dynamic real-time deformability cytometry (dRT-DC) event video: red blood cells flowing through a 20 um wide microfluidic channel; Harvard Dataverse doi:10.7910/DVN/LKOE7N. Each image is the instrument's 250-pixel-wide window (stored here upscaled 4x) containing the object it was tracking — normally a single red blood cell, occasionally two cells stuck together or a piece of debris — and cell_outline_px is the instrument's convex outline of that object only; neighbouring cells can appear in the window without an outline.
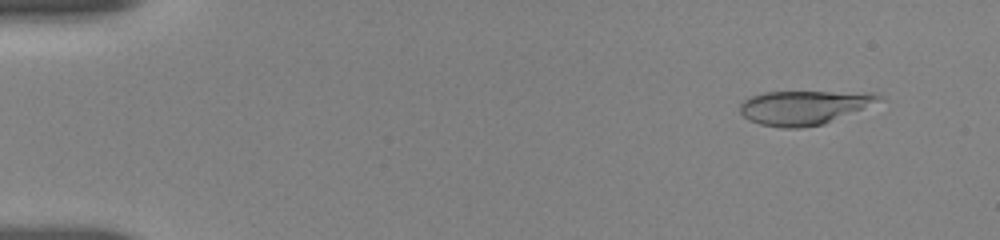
{"species": "human", "species_latin": "Homo sapiens", "temperature_condition": "room temperature", "stored_images_in_passage": 55, "camera_frame_rate_fps": 3000, "um_per_image_px": 0.085, "donor": {"sex": "female"}, "frame": {"image": 1, "passage_image": 5, "time_ms": 1.333, "image_size_px": [1000, 240], "cell_outline_px": [[884, 96], [880, 100], [824, 124], [800, 128], [780, 128], [760, 124], [748, 120], [740, 112], [740, 104], [744, 100], [752, 96], [764, 92], [872, 92]], "centroid_in_image_um": [68.29, 9.13], "position_along_channel_um": 16.7, "area_um2": 27.28}}
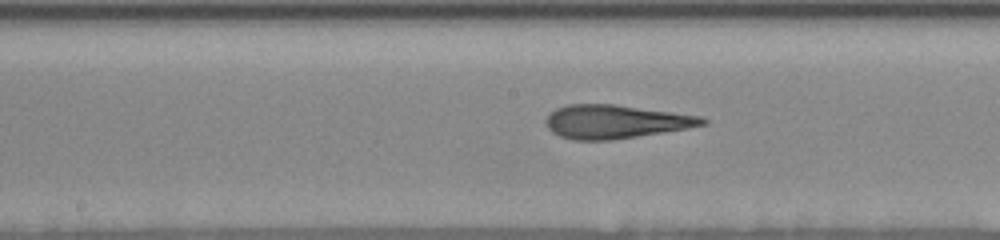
{"frame": {"image": 2, "passage_image": 29, "time_ms": 9.333, "image_size_px": [1000, 240], "cell_outline_px": [[708, 124], [688, 128], [664, 132], [612, 140], [572, 140], [560, 136], [552, 132], [548, 128], [544, 120], [556, 108], [568, 104], [616, 104], [700, 116], [708, 120]], "centroid_in_image_um": [52.31, 10.34], "position_along_channel_um": 195.9, "area_um2": 30.63}}
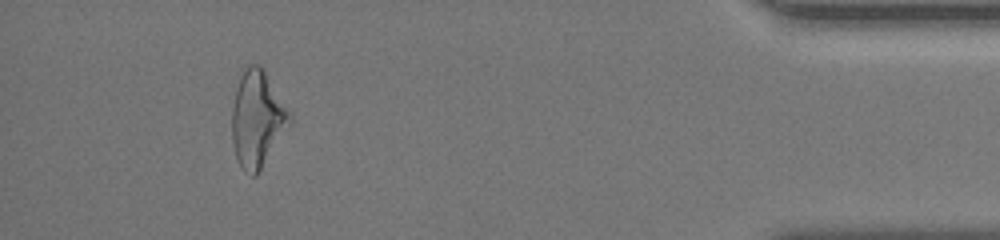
{"frame": {"image": 3, "passage_image": 51, "time_ms": 16.667, "image_size_px": [1000, 240], "cell_outline_px": [[292, 124], [256, 176], [252, 176], [244, 172], [236, 156], [232, 144], [232, 108], [236, 88], [244, 64], [260, 64], [264, 68], [292, 112]], "centroid_in_image_um": [21.9, 10.07], "position_along_channel_um": 413.3, "area_um2": 33.23}, "authors_computed_cell_mechanics": {"area_um2": 30.345, "velocity_mm_per_s": 3.6957, "shape_relaxation_time_tau1_ms": 6.7315, "shape_relaxation_time_tau2_ms": 2.2764, "deformation_change_tau1": 0.1919, "deformation_change_tau2": 0.1297}}